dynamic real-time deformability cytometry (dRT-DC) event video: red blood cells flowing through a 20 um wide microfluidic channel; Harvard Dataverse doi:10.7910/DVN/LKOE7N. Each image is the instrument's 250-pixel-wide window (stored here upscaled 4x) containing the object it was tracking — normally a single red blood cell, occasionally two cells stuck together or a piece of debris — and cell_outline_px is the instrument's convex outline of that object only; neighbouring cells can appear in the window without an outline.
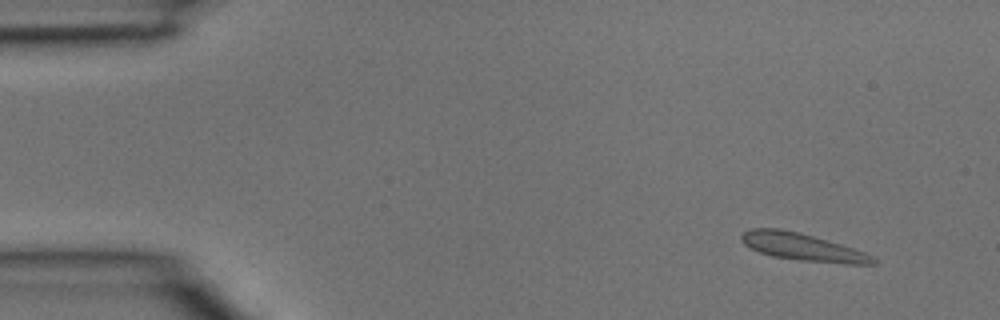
{"species": "common noctule bat (a hibernating species)", "species_latin": "Nyctalus noctula", "temperature_condition": "room temperature", "stored_images_in_passage": 4, "camera_frame_rate_fps": 3000, "um_per_image_px": 0.085, "animal": {"sex": "male", "body_mass_g": 15.6}, "frame": {"image": 1, "passage_image": 1, "time_ms": 0.0, "image_size_px": [1000, 320], "cell_outline_px": [[880, 260], [876, 264], [844, 264], [800, 260], [772, 256], [760, 252], [744, 244], [740, 240], [740, 236], [744, 232], [752, 228], [780, 228], [800, 232], [840, 244], [876, 256]], "centroid_in_image_um": [68.27, 21.0], "position_along_channel_um": 16.7, "area_um2": 21.1}}